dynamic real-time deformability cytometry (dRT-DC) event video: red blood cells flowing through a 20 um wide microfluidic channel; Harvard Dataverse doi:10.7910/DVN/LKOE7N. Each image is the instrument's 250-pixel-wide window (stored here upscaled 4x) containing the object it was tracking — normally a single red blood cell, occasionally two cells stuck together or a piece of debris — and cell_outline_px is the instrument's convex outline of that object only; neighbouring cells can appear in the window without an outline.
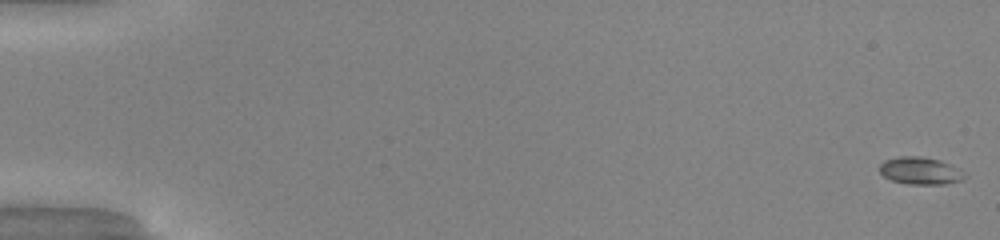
{"species": "common noctule bat (a hibernating species)", "species_latin": "Nyctalus noctula", "temperature_condition": "warm", "stored_images_in_passage": 51, "camera_frame_rate_fps": 3000, "um_per_image_px": 0.085, "animal": {"sex": "male", "body_mass_g": 20.0, "forearm_length_mm": 53.3}, "frame": {"image": 1, "passage_image": 1, "time_ms": 0.0, "image_size_px": [1000, 240], "cell_outline_px": [[968, 176], [964, 180], [944, 184], [908, 184], [892, 180], [884, 176], [880, 172], [880, 164], [884, 160], [900, 156], [920, 156], [940, 160], [960, 168]], "centroid_in_image_um": [78.28, 14.51], "position_along_channel_um": 6.7, "area_um2": 13.7}}
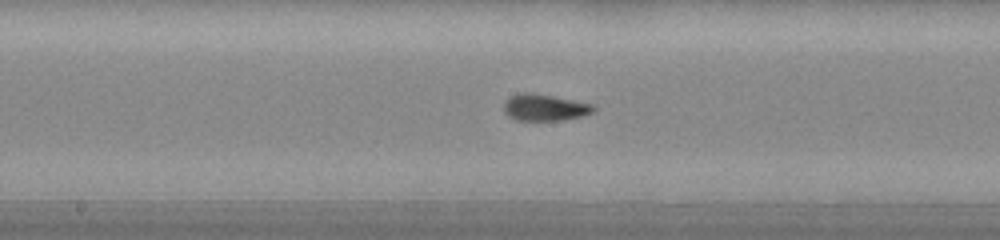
{"frame": {"image": 2, "passage_image": 28, "time_ms": 9.0, "image_size_px": [1000, 240], "cell_outline_px": [[596, 108], [592, 112], [580, 116], [564, 120], [516, 120], [508, 116], [504, 112], [504, 100], [508, 96], [520, 92], [532, 92], [592, 104]], "centroid_in_image_um": [46.22, 9.12], "position_along_channel_um": 202.0, "area_um2": 13.93}}
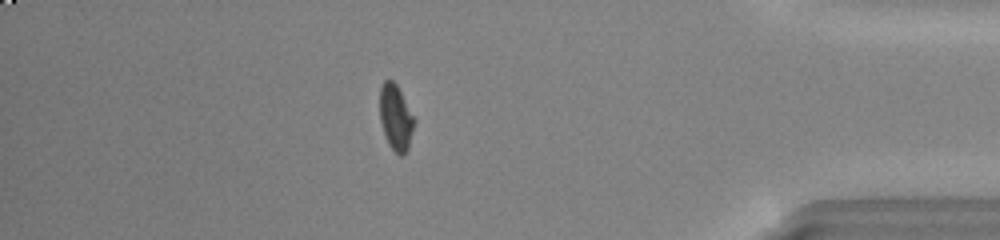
{"frame": {"image": 3, "passage_image": 45, "time_ms": 14.667, "image_size_px": [1000, 240], "cell_outline_px": [[416, 120], [408, 148], [400, 156], [388, 144], [380, 120], [380, 84], [384, 80], [392, 80], [396, 84], [416, 116]], "centroid_in_image_um": [33.66, 9.94], "position_along_channel_um": 401.5, "area_um2": 13.35}, "authors_computed_cell_mechanics": {"area_um2": 13.294, "velocity_mm_per_s": 4.1381, "shape_relaxation_time_tau1_ms": 6.525, "shape_relaxation_time_tau2_ms": 1.3947, "deformation_change_tau1": 0.2554, "deformation_change_tau2": 0.0473}}